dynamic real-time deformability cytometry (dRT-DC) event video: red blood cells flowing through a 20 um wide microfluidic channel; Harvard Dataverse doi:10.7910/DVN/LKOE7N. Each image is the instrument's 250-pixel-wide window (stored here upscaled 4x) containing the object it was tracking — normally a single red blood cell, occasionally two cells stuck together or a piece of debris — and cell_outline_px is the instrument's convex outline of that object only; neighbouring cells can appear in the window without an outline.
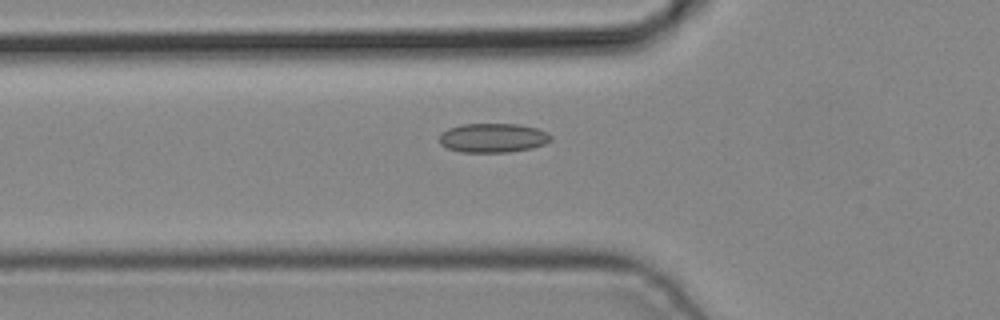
{"species": "common noctule bat (a hibernating species)", "species_latin": "Nyctalus noctula", "temperature_condition": "cold", "stored_images_in_passage": 4, "camera_frame_rate_fps": 3000, "um_per_image_px": 0.085, "animal": {"sex": "male", "body_mass_g": 19.2, "forearm_length_mm": 51.8}, "frame": {"image": 1, "passage_image": 4, "time_ms": 1.0, "image_size_px": [1000, 320], "cell_outline_px": [[552, 140], [544, 144], [532, 148], [508, 152], [460, 152], [448, 148], [440, 144], [440, 132], [448, 128], [460, 124], [520, 124], [536, 128], [548, 132], [552, 136]], "centroid_in_image_um": [41.9, 11.71], "position_along_channel_um": 83.9, "area_um2": 19.13}}